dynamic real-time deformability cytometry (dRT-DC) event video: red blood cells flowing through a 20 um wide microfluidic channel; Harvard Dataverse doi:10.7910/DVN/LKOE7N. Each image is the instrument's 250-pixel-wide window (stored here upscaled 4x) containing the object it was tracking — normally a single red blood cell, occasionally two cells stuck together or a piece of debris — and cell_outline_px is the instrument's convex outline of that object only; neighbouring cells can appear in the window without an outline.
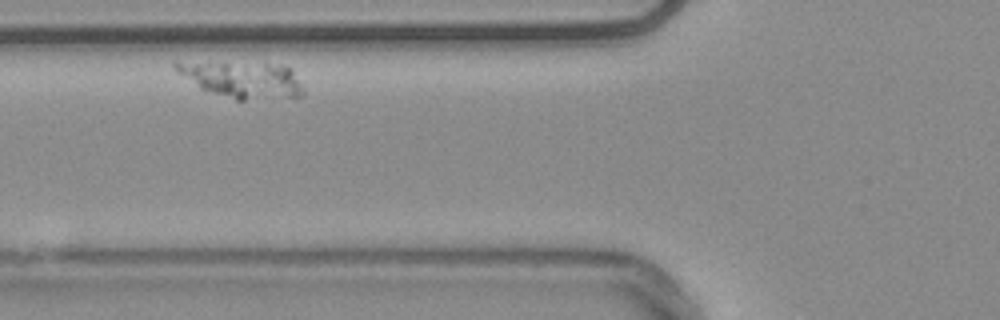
{"species": "common noctule bat (a hibernating species)", "species_latin": "Nyctalus noctula", "temperature_condition": "warm", "stored_images_in_passage": 29, "segment_of_instrument_passage": [4, 4], "camera_frame_rate_fps": 3000, "um_per_image_px": 0.085, "animal": {"sex": "male", "body_mass_g": 20.4}, "frame": {"image": 1, "passage_image": 6, "time_ms": 1.667, "image_size_px": [1000, 320], "cell_outline_px": [[304, 96], [296, 100], [236, 100], [200, 88], [176, 72], [172, 64], [172, 60], [176, 60], [268, 64], [292, 68], [304, 92]], "centroid_in_image_um": [20.6, 6.78], "position_along_channel_um": 105.2, "area_um2": 27.98}}